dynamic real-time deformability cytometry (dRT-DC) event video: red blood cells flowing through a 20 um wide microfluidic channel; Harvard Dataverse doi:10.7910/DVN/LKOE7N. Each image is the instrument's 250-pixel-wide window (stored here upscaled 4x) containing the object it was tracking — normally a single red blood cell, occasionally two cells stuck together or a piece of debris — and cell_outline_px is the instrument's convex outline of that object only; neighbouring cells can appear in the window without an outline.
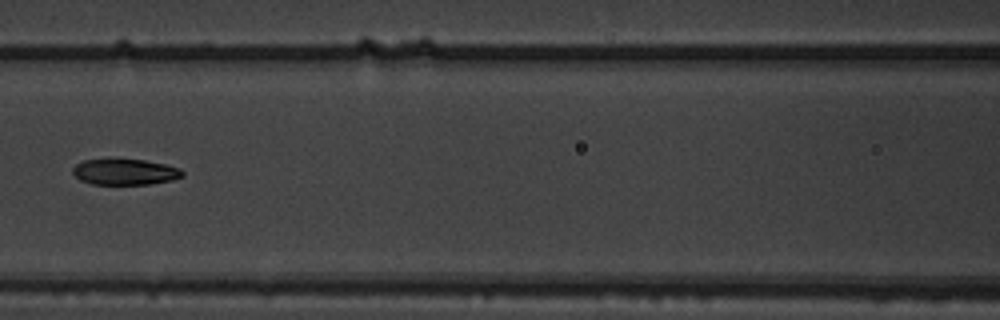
{"species": "common noctule bat (a hibernating species)", "species_latin": "Nyctalus noctula", "temperature_condition": "warm", "stored_images_in_passage": 7, "camera_frame_rate_fps": 3000, "um_per_image_px": 0.085, "animal": {"sex": "male", "body_mass_g": 19.5, "forearm_length_mm": 54.6}, "frame": {"image": 1, "passage_image": 7, "time_ms": 2.0, "image_size_px": [1000, 320], "cell_outline_px": [[184, 176], [172, 180], [148, 184], [92, 184], [80, 180], [72, 172], [72, 168], [76, 164], [84, 160], [144, 160], [164, 164], [180, 168], [184, 172]], "centroid_in_image_um": [10.64, 14.62], "position_along_channel_um": 156.0, "area_um2": 16.36}}